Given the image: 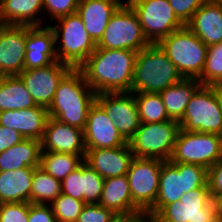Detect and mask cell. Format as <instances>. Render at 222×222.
<instances>
[{
	"mask_svg": "<svg viewBox=\"0 0 222 222\" xmlns=\"http://www.w3.org/2000/svg\"><path fill=\"white\" fill-rule=\"evenodd\" d=\"M137 53L96 47L78 69L96 94L131 92Z\"/></svg>",
	"mask_w": 222,
	"mask_h": 222,
	"instance_id": "cell-1",
	"label": "cell"
},
{
	"mask_svg": "<svg viewBox=\"0 0 222 222\" xmlns=\"http://www.w3.org/2000/svg\"><path fill=\"white\" fill-rule=\"evenodd\" d=\"M96 93L87 84L82 72L72 68L59 82L48 115L59 122L84 130Z\"/></svg>",
	"mask_w": 222,
	"mask_h": 222,
	"instance_id": "cell-2",
	"label": "cell"
},
{
	"mask_svg": "<svg viewBox=\"0 0 222 222\" xmlns=\"http://www.w3.org/2000/svg\"><path fill=\"white\" fill-rule=\"evenodd\" d=\"M184 78L177 67L157 44L143 48L137 53L132 93H160Z\"/></svg>",
	"mask_w": 222,
	"mask_h": 222,
	"instance_id": "cell-3",
	"label": "cell"
},
{
	"mask_svg": "<svg viewBox=\"0 0 222 222\" xmlns=\"http://www.w3.org/2000/svg\"><path fill=\"white\" fill-rule=\"evenodd\" d=\"M208 169L196 164L163 161L155 205L145 214L149 222L165 205L180 200L184 193L208 186Z\"/></svg>",
	"mask_w": 222,
	"mask_h": 222,
	"instance_id": "cell-4",
	"label": "cell"
},
{
	"mask_svg": "<svg viewBox=\"0 0 222 222\" xmlns=\"http://www.w3.org/2000/svg\"><path fill=\"white\" fill-rule=\"evenodd\" d=\"M157 45L185 79H198L203 72L208 47L186 26L171 32Z\"/></svg>",
	"mask_w": 222,
	"mask_h": 222,
	"instance_id": "cell-5",
	"label": "cell"
},
{
	"mask_svg": "<svg viewBox=\"0 0 222 222\" xmlns=\"http://www.w3.org/2000/svg\"><path fill=\"white\" fill-rule=\"evenodd\" d=\"M49 26L54 32L55 51L59 62L78 68L95 51L96 44L77 13L59 18L55 20V25Z\"/></svg>",
	"mask_w": 222,
	"mask_h": 222,
	"instance_id": "cell-6",
	"label": "cell"
},
{
	"mask_svg": "<svg viewBox=\"0 0 222 222\" xmlns=\"http://www.w3.org/2000/svg\"><path fill=\"white\" fill-rule=\"evenodd\" d=\"M180 129L222 136L220 86L201 85L189 100Z\"/></svg>",
	"mask_w": 222,
	"mask_h": 222,
	"instance_id": "cell-7",
	"label": "cell"
},
{
	"mask_svg": "<svg viewBox=\"0 0 222 222\" xmlns=\"http://www.w3.org/2000/svg\"><path fill=\"white\" fill-rule=\"evenodd\" d=\"M179 130V123L171 119L141 123L128 143L135 158L169 161Z\"/></svg>",
	"mask_w": 222,
	"mask_h": 222,
	"instance_id": "cell-8",
	"label": "cell"
},
{
	"mask_svg": "<svg viewBox=\"0 0 222 222\" xmlns=\"http://www.w3.org/2000/svg\"><path fill=\"white\" fill-rule=\"evenodd\" d=\"M150 45L136 13L125 1L112 15L96 47L139 52Z\"/></svg>",
	"mask_w": 222,
	"mask_h": 222,
	"instance_id": "cell-9",
	"label": "cell"
},
{
	"mask_svg": "<svg viewBox=\"0 0 222 222\" xmlns=\"http://www.w3.org/2000/svg\"><path fill=\"white\" fill-rule=\"evenodd\" d=\"M217 214L209 186H202L165 205L149 222H215Z\"/></svg>",
	"mask_w": 222,
	"mask_h": 222,
	"instance_id": "cell-10",
	"label": "cell"
},
{
	"mask_svg": "<svg viewBox=\"0 0 222 222\" xmlns=\"http://www.w3.org/2000/svg\"><path fill=\"white\" fill-rule=\"evenodd\" d=\"M222 157V136L179 130L170 161L209 169Z\"/></svg>",
	"mask_w": 222,
	"mask_h": 222,
	"instance_id": "cell-11",
	"label": "cell"
},
{
	"mask_svg": "<svg viewBox=\"0 0 222 222\" xmlns=\"http://www.w3.org/2000/svg\"><path fill=\"white\" fill-rule=\"evenodd\" d=\"M136 13L145 37L157 44L184 24L177 18L168 0H126Z\"/></svg>",
	"mask_w": 222,
	"mask_h": 222,
	"instance_id": "cell-12",
	"label": "cell"
},
{
	"mask_svg": "<svg viewBox=\"0 0 222 222\" xmlns=\"http://www.w3.org/2000/svg\"><path fill=\"white\" fill-rule=\"evenodd\" d=\"M163 160L135 158L127 172L133 203L146 214L156 202Z\"/></svg>",
	"mask_w": 222,
	"mask_h": 222,
	"instance_id": "cell-13",
	"label": "cell"
},
{
	"mask_svg": "<svg viewBox=\"0 0 222 222\" xmlns=\"http://www.w3.org/2000/svg\"><path fill=\"white\" fill-rule=\"evenodd\" d=\"M71 69L70 65L57 60L45 67L24 69L18 76L25 84L36 105L48 109L59 82Z\"/></svg>",
	"mask_w": 222,
	"mask_h": 222,
	"instance_id": "cell-14",
	"label": "cell"
},
{
	"mask_svg": "<svg viewBox=\"0 0 222 222\" xmlns=\"http://www.w3.org/2000/svg\"><path fill=\"white\" fill-rule=\"evenodd\" d=\"M96 102L115 123L121 136L128 142L140 127L136 100L132 92L96 94Z\"/></svg>",
	"mask_w": 222,
	"mask_h": 222,
	"instance_id": "cell-15",
	"label": "cell"
},
{
	"mask_svg": "<svg viewBox=\"0 0 222 222\" xmlns=\"http://www.w3.org/2000/svg\"><path fill=\"white\" fill-rule=\"evenodd\" d=\"M27 25L0 24V75H19L24 70Z\"/></svg>",
	"mask_w": 222,
	"mask_h": 222,
	"instance_id": "cell-16",
	"label": "cell"
},
{
	"mask_svg": "<svg viewBox=\"0 0 222 222\" xmlns=\"http://www.w3.org/2000/svg\"><path fill=\"white\" fill-rule=\"evenodd\" d=\"M83 133L86 149H108L128 143L96 101L90 107Z\"/></svg>",
	"mask_w": 222,
	"mask_h": 222,
	"instance_id": "cell-17",
	"label": "cell"
},
{
	"mask_svg": "<svg viewBox=\"0 0 222 222\" xmlns=\"http://www.w3.org/2000/svg\"><path fill=\"white\" fill-rule=\"evenodd\" d=\"M42 151L85 155L84 133L82 129L48 117L41 140Z\"/></svg>",
	"mask_w": 222,
	"mask_h": 222,
	"instance_id": "cell-18",
	"label": "cell"
},
{
	"mask_svg": "<svg viewBox=\"0 0 222 222\" xmlns=\"http://www.w3.org/2000/svg\"><path fill=\"white\" fill-rule=\"evenodd\" d=\"M134 154L129 143L115 148L86 149L84 162L104 179L126 175Z\"/></svg>",
	"mask_w": 222,
	"mask_h": 222,
	"instance_id": "cell-19",
	"label": "cell"
},
{
	"mask_svg": "<svg viewBox=\"0 0 222 222\" xmlns=\"http://www.w3.org/2000/svg\"><path fill=\"white\" fill-rule=\"evenodd\" d=\"M54 61L55 36L50 26H27L24 69L45 67Z\"/></svg>",
	"mask_w": 222,
	"mask_h": 222,
	"instance_id": "cell-20",
	"label": "cell"
},
{
	"mask_svg": "<svg viewBox=\"0 0 222 222\" xmlns=\"http://www.w3.org/2000/svg\"><path fill=\"white\" fill-rule=\"evenodd\" d=\"M123 0H79L77 14L81 17L90 38L97 44L106 30L112 15Z\"/></svg>",
	"mask_w": 222,
	"mask_h": 222,
	"instance_id": "cell-21",
	"label": "cell"
},
{
	"mask_svg": "<svg viewBox=\"0 0 222 222\" xmlns=\"http://www.w3.org/2000/svg\"><path fill=\"white\" fill-rule=\"evenodd\" d=\"M49 115L42 106L27 109L1 111L0 125L20 132L24 138L42 140Z\"/></svg>",
	"mask_w": 222,
	"mask_h": 222,
	"instance_id": "cell-22",
	"label": "cell"
},
{
	"mask_svg": "<svg viewBox=\"0 0 222 222\" xmlns=\"http://www.w3.org/2000/svg\"><path fill=\"white\" fill-rule=\"evenodd\" d=\"M98 204L118 216L145 218V214L133 203L127 175L105 179Z\"/></svg>",
	"mask_w": 222,
	"mask_h": 222,
	"instance_id": "cell-23",
	"label": "cell"
},
{
	"mask_svg": "<svg viewBox=\"0 0 222 222\" xmlns=\"http://www.w3.org/2000/svg\"><path fill=\"white\" fill-rule=\"evenodd\" d=\"M186 26L207 46L222 42V8L206 0Z\"/></svg>",
	"mask_w": 222,
	"mask_h": 222,
	"instance_id": "cell-24",
	"label": "cell"
},
{
	"mask_svg": "<svg viewBox=\"0 0 222 222\" xmlns=\"http://www.w3.org/2000/svg\"><path fill=\"white\" fill-rule=\"evenodd\" d=\"M43 0H0V24L43 26Z\"/></svg>",
	"mask_w": 222,
	"mask_h": 222,
	"instance_id": "cell-25",
	"label": "cell"
},
{
	"mask_svg": "<svg viewBox=\"0 0 222 222\" xmlns=\"http://www.w3.org/2000/svg\"><path fill=\"white\" fill-rule=\"evenodd\" d=\"M35 168L0 171V204L31 203L32 179Z\"/></svg>",
	"mask_w": 222,
	"mask_h": 222,
	"instance_id": "cell-26",
	"label": "cell"
},
{
	"mask_svg": "<svg viewBox=\"0 0 222 222\" xmlns=\"http://www.w3.org/2000/svg\"><path fill=\"white\" fill-rule=\"evenodd\" d=\"M41 141L25 138L21 142L0 153V171L18 170L24 167L40 166Z\"/></svg>",
	"mask_w": 222,
	"mask_h": 222,
	"instance_id": "cell-27",
	"label": "cell"
},
{
	"mask_svg": "<svg viewBox=\"0 0 222 222\" xmlns=\"http://www.w3.org/2000/svg\"><path fill=\"white\" fill-rule=\"evenodd\" d=\"M201 85L198 79L184 78L159 93L169 119L177 122L182 119L189 100Z\"/></svg>",
	"mask_w": 222,
	"mask_h": 222,
	"instance_id": "cell-28",
	"label": "cell"
},
{
	"mask_svg": "<svg viewBox=\"0 0 222 222\" xmlns=\"http://www.w3.org/2000/svg\"><path fill=\"white\" fill-rule=\"evenodd\" d=\"M37 106L18 75L3 76L0 83V112Z\"/></svg>",
	"mask_w": 222,
	"mask_h": 222,
	"instance_id": "cell-29",
	"label": "cell"
},
{
	"mask_svg": "<svg viewBox=\"0 0 222 222\" xmlns=\"http://www.w3.org/2000/svg\"><path fill=\"white\" fill-rule=\"evenodd\" d=\"M85 155L42 151L40 168L57 180H64L84 162Z\"/></svg>",
	"mask_w": 222,
	"mask_h": 222,
	"instance_id": "cell-30",
	"label": "cell"
},
{
	"mask_svg": "<svg viewBox=\"0 0 222 222\" xmlns=\"http://www.w3.org/2000/svg\"><path fill=\"white\" fill-rule=\"evenodd\" d=\"M61 193L60 180L53 178L40 167L35 168L32 179L31 203L50 205Z\"/></svg>",
	"mask_w": 222,
	"mask_h": 222,
	"instance_id": "cell-31",
	"label": "cell"
},
{
	"mask_svg": "<svg viewBox=\"0 0 222 222\" xmlns=\"http://www.w3.org/2000/svg\"><path fill=\"white\" fill-rule=\"evenodd\" d=\"M141 123L170 120L159 93H134Z\"/></svg>",
	"mask_w": 222,
	"mask_h": 222,
	"instance_id": "cell-32",
	"label": "cell"
},
{
	"mask_svg": "<svg viewBox=\"0 0 222 222\" xmlns=\"http://www.w3.org/2000/svg\"><path fill=\"white\" fill-rule=\"evenodd\" d=\"M198 80L202 85L222 86V42L208 47L205 66Z\"/></svg>",
	"mask_w": 222,
	"mask_h": 222,
	"instance_id": "cell-33",
	"label": "cell"
},
{
	"mask_svg": "<svg viewBox=\"0 0 222 222\" xmlns=\"http://www.w3.org/2000/svg\"><path fill=\"white\" fill-rule=\"evenodd\" d=\"M50 205L57 221L76 222L85 203L61 193Z\"/></svg>",
	"mask_w": 222,
	"mask_h": 222,
	"instance_id": "cell-34",
	"label": "cell"
},
{
	"mask_svg": "<svg viewBox=\"0 0 222 222\" xmlns=\"http://www.w3.org/2000/svg\"><path fill=\"white\" fill-rule=\"evenodd\" d=\"M104 180L94 169L83 162V201L85 204L99 203Z\"/></svg>",
	"mask_w": 222,
	"mask_h": 222,
	"instance_id": "cell-35",
	"label": "cell"
},
{
	"mask_svg": "<svg viewBox=\"0 0 222 222\" xmlns=\"http://www.w3.org/2000/svg\"><path fill=\"white\" fill-rule=\"evenodd\" d=\"M78 5L79 0H43V13H49L43 16L48 17L50 22H54V20L76 13Z\"/></svg>",
	"mask_w": 222,
	"mask_h": 222,
	"instance_id": "cell-36",
	"label": "cell"
},
{
	"mask_svg": "<svg viewBox=\"0 0 222 222\" xmlns=\"http://www.w3.org/2000/svg\"><path fill=\"white\" fill-rule=\"evenodd\" d=\"M117 216L100 204H85L76 222H112Z\"/></svg>",
	"mask_w": 222,
	"mask_h": 222,
	"instance_id": "cell-37",
	"label": "cell"
},
{
	"mask_svg": "<svg viewBox=\"0 0 222 222\" xmlns=\"http://www.w3.org/2000/svg\"><path fill=\"white\" fill-rule=\"evenodd\" d=\"M63 194L83 201V163L61 181Z\"/></svg>",
	"mask_w": 222,
	"mask_h": 222,
	"instance_id": "cell-38",
	"label": "cell"
},
{
	"mask_svg": "<svg viewBox=\"0 0 222 222\" xmlns=\"http://www.w3.org/2000/svg\"><path fill=\"white\" fill-rule=\"evenodd\" d=\"M29 203H1L0 222H28Z\"/></svg>",
	"mask_w": 222,
	"mask_h": 222,
	"instance_id": "cell-39",
	"label": "cell"
},
{
	"mask_svg": "<svg viewBox=\"0 0 222 222\" xmlns=\"http://www.w3.org/2000/svg\"><path fill=\"white\" fill-rule=\"evenodd\" d=\"M177 18L186 25L206 0H168Z\"/></svg>",
	"mask_w": 222,
	"mask_h": 222,
	"instance_id": "cell-40",
	"label": "cell"
},
{
	"mask_svg": "<svg viewBox=\"0 0 222 222\" xmlns=\"http://www.w3.org/2000/svg\"><path fill=\"white\" fill-rule=\"evenodd\" d=\"M212 200L222 195V157L208 169L207 180Z\"/></svg>",
	"mask_w": 222,
	"mask_h": 222,
	"instance_id": "cell-41",
	"label": "cell"
},
{
	"mask_svg": "<svg viewBox=\"0 0 222 222\" xmlns=\"http://www.w3.org/2000/svg\"><path fill=\"white\" fill-rule=\"evenodd\" d=\"M28 222H57L51 205L29 203Z\"/></svg>",
	"mask_w": 222,
	"mask_h": 222,
	"instance_id": "cell-42",
	"label": "cell"
},
{
	"mask_svg": "<svg viewBox=\"0 0 222 222\" xmlns=\"http://www.w3.org/2000/svg\"><path fill=\"white\" fill-rule=\"evenodd\" d=\"M24 139L23 135L15 129L0 125V153Z\"/></svg>",
	"mask_w": 222,
	"mask_h": 222,
	"instance_id": "cell-43",
	"label": "cell"
},
{
	"mask_svg": "<svg viewBox=\"0 0 222 222\" xmlns=\"http://www.w3.org/2000/svg\"><path fill=\"white\" fill-rule=\"evenodd\" d=\"M112 222H146V220L138 216H117Z\"/></svg>",
	"mask_w": 222,
	"mask_h": 222,
	"instance_id": "cell-44",
	"label": "cell"
},
{
	"mask_svg": "<svg viewBox=\"0 0 222 222\" xmlns=\"http://www.w3.org/2000/svg\"><path fill=\"white\" fill-rule=\"evenodd\" d=\"M215 205L218 213L222 214V195L215 200Z\"/></svg>",
	"mask_w": 222,
	"mask_h": 222,
	"instance_id": "cell-45",
	"label": "cell"
},
{
	"mask_svg": "<svg viewBox=\"0 0 222 222\" xmlns=\"http://www.w3.org/2000/svg\"><path fill=\"white\" fill-rule=\"evenodd\" d=\"M215 222H222V214L218 213Z\"/></svg>",
	"mask_w": 222,
	"mask_h": 222,
	"instance_id": "cell-46",
	"label": "cell"
},
{
	"mask_svg": "<svg viewBox=\"0 0 222 222\" xmlns=\"http://www.w3.org/2000/svg\"><path fill=\"white\" fill-rule=\"evenodd\" d=\"M220 100H221V106H222V86H220Z\"/></svg>",
	"mask_w": 222,
	"mask_h": 222,
	"instance_id": "cell-47",
	"label": "cell"
},
{
	"mask_svg": "<svg viewBox=\"0 0 222 222\" xmlns=\"http://www.w3.org/2000/svg\"><path fill=\"white\" fill-rule=\"evenodd\" d=\"M219 5L220 7L222 8V0H215Z\"/></svg>",
	"mask_w": 222,
	"mask_h": 222,
	"instance_id": "cell-48",
	"label": "cell"
},
{
	"mask_svg": "<svg viewBox=\"0 0 222 222\" xmlns=\"http://www.w3.org/2000/svg\"><path fill=\"white\" fill-rule=\"evenodd\" d=\"M2 78H3V75H0V83H1V81H2Z\"/></svg>",
	"mask_w": 222,
	"mask_h": 222,
	"instance_id": "cell-49",
	"label": "cell"
}]
</instances>
